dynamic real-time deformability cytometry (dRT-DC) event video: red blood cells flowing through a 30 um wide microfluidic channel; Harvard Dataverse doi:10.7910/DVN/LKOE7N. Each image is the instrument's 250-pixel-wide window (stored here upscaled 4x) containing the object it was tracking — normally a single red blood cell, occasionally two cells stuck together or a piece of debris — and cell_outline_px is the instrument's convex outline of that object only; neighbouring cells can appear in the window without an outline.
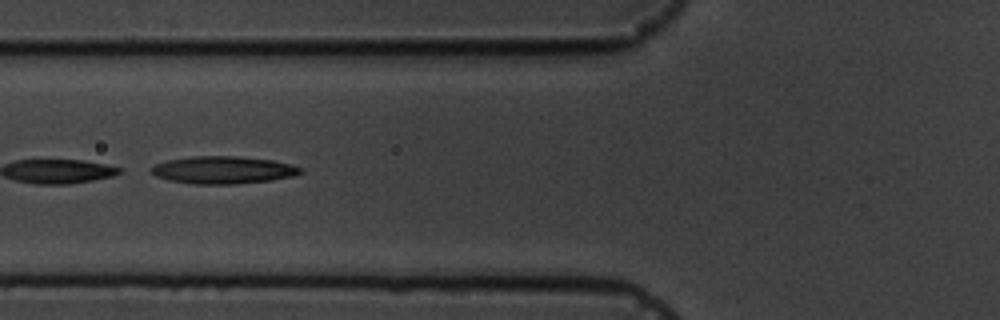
{"species": "common noctule bat (a hibernating species)", "species_latin": "Nyctalus noctula", "temperature_condition": "cold", "stored_images_in_passage": 14, "camera_frame_rate_fps": 3000, "um_per_image_px": 0.085, "animal": {"sex": "male", "body_mass_g": 19.5, "forearm_length_mm": 54.6}, "frame": {"image": 1, "passage_image": 5, "time_ms": 5.667, "image_size_px": [1000, 320], "cell_outline_px": [[304, 172], [292, 176], [272, 180], [236, 184], [192, 184], [168, 180], [156, 176], [152, 172], [152, 168], [156, 164], [168, 160], [192, 156], [236, 156], [272, 160], [292, 164], [304, 168]], "centroid_in_image_um": [19.02, 14.45], "position_along_channel_um": 106.8, "area_um2": 23.93}}
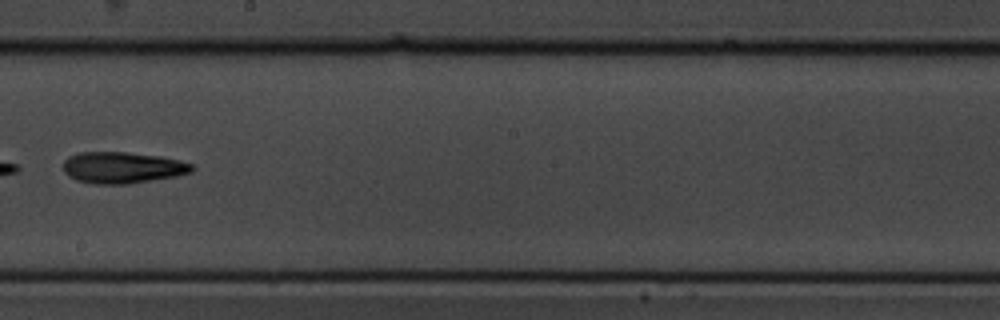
{"frame": {"image": 2, "passage_image": 8, "time_ms": 9.333, "image_size_px": [1000, 320], "cell_outline_px": [[196, 168], [192, 172], [176, 176], [128, 184], [92, 184], [76, 180], [68, 176], [64, 172], [64, 160], [68, 156], [80, 152], [124, 152], [160, 156], [192, 164]], "centroid_in_image_um": [10.38, 14.25], "position_along_channel_um": 237.8, "area_um2": 23.58}}
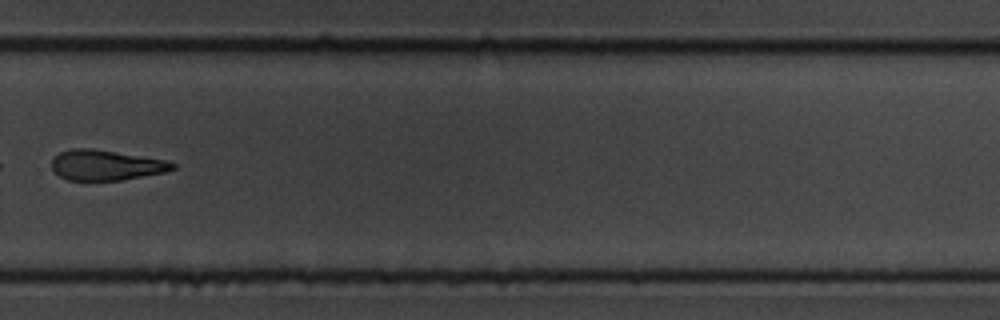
{"frame": {"image": 3, "passage_image": 10, "time_ms": 11.667, "image_size_px": [1000, 320], "cell_outline_px": [[176, 168], [164, 172], [120, 180], [68, 180], [60, 176], [52, 168], [52, 160], [60, 152], [72, 148], [92, 148], [164, 160], [176, 164]], "centroid_in_image_um": [8.98, 14.03], "position_along_channel_um": 320.8, "area_um2": 20.98}, "authors_computed_cell_mechanics": {"area_um2": 28.5243, "velocity_mm_per_s": 3.5813, "shape_relaxation_time_tau1_ms": 5.1088, "shape_relaxation_time_tau2_ms": null, "deformation_change_tau1": 0.1185, "deformation_change_tau2": null}}